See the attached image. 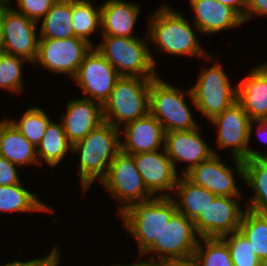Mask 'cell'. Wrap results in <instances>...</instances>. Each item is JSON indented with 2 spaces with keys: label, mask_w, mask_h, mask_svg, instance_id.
<instances>
[{
  "label": "cell",
  "mask_w": 267,
  "mask_h": 266,
  "mask_svg": "<svg viewBox=\"0 0 267 266\" xmlns=\"http://www.w3.org/2000/svg\"><path fill=\"white\" fill-rule=\"evenodd\" d=\"M267 16V0H248L244 22L255 16Z\"/></svg>",
  "instance_id": "cell-37"
},
{
  "label": "cell",
  "mask_w": 267,
  "mask_h": 266,
  "mask_svg": "<svg viewBox=\"0 0 267 266\" xmlns=\"http://www.w3.org/2000/svg\"><path fill=\"white\" fill-rule=\"evenodd\" d=\"M58 245L53 246L52 249L50 250L49 254L44 255L43 257H39L33 260L29 261H13V262H7L6 264L4 263L1 266H39L56 248Z\"/></svg>",
  "instance_id": "cell-39"
},
{
  "label": "cell",
  "mask_w": 267,
  "mask_h": 266,
  "mask_svg": "<svg viewBox=\"0 0 267 266\" xmlns=\"http://www.w3.org/2000/svg\"><path fill=\"white\" fill-rule=\"evenodd\" d=\"M235 168L225 165L216 154L199 163L185 176L194 184L202 186L216 196L243 197L238 188L235 176L244 181V163L233 158Z\"/></svg>",
  "instance_id": "cell-13"
},
{
  "label": "cell",
  "mask_w": 267,
  "mask_h": 266,
  "mask_svg": "<svg viewBox=\"0 0 267 266\" xmlns=\"http://www.w3.org/2000/svg\"><path fill=\"white\" fill-rule=\"evenodd\" d=\"M200 70L195 85L185 92L195 109L209 122L237 101V86L231 85L220 61Z\"/></svg>",
  "instance_id": "cell-6"
},
{
  "label": "cell",
  "mask_w": 267,
  "mask_h": 266,
  "mask_svg": "<svg viewBox=\"0 0 267 266\" xmlns=\"http://www.w3.org/2000/svg\"><path fill=\"white\" fill-rule=\"evenodd\" d=\"M132 156L147 189L155 197H171L180 174L177 173L165 149Z\"/></svg>",
  "instance_id": "cell-17"
},
{
  "label": "cell",
  "mask_w": 267,
  "mask_h": 266,
  "mask_svg": "<svg viewBox=\"0 0 267 266\" xmlns=\"http://www.w3.org/2000/svg\"><path fill=\"white\" fill-rule=\"evenodd\" d=\"M72 0L55 2L42 18L40 39H66L75 37L72 25Z\"/></svg>",
  "instance_id": "cell-28"
},
{
  "label": "cell",
  "mask_w": 267,
  "mask_h": 266,
  "mask_svg": "<svg viewBox=\"0 0 267 266\" xmlns=\"http://www.w3.org/2000/svg\"><path fill=\"white\" fill-rule=\"evenodd\" d=\"M103 39L94 46L117 70L120 76L155 78L158 75L156 61L150 49V41L141 37H116L100 35Z\"/></svg>",
  "instance_id": "cell-3"
},
{
  "label": "cell",
  "mask_w": 267,
  "mask_h": 266,
  "mask_svg": "<svg viewBox=\"0 0 267 266\" xmlns=\"http://www.w3.org/2000/svg\"><path fill=\"white\" fill-rule=\"evenodd\" d=\"M177 211L172 197H155L145 202L132 203L121 214L122 224L136 240L139 257L159 239L165 224Z\"/></svg>",
  "instance_id": "cell-4"
},
{
  "label": "cell",
  "mask_w": 267,
  "mask_h": 266,
  "mask_svg": "<svg viewBox=\"0 0 267 266\" xmlns=\"http://www.w3.org/2000/svg\"><path fill=\"white\" fill-rule=\"evenodd\" d=\"M120 129L103 122L84 139L72 145V153L79 154V176L83 194L98 180L100 183L108 168L121 151Z\"/></svg>",
  "instance_id": "cell-2"
},
{
  "label": "cell",
  "mask_w": 267,
  "mask_h": 266,
  "mask_svg": "<svg viewBox=\"0 0 267 266\" xmlns=\"http://www.w3.org/2000/svg\"><path fill=\"white\" fill-rule=\"evenodd\" d=\"M0 156L20 168L28 164L39 165L36 147L13 126L7 117L0 121Z\"/></svg>",
  "instance_id": "cell-23"
},
{
  "label": "cell",
  "mask_w": 267,
  "mask_h": 266,
  "mask_svg": "<svg viewBox=\"0 0 267 266\" xmlns=\"http://www.w3.org/2000/svg\"><path fill=\"white\" fill-rule=\"evenodd\" d=\"M122 129L120 133H124L125 138L121 140V151L124 153L132 155L164 149L166 131L150 113L125 124Z\"/></svg>",
  "instance_id": "cell-18"
},
{
  "label": "cell",
  "mask_w": 267,
  "mask_h": 266,
  "mask_svg": "<svg viewBox=\"0 0 267 266\" xmlns=\"http://www.w3.org/2000/svg\"><path fill=\"white\" fill-rule=\"evenodd\" d=\"M193 257L199 266H233L230 249L222 238H200Z\"/></svg>",
  "instance_id": "cell-32"
},
{
  "label": "cell",
  "mask_w": 267,
  "mask_h": 266,
  "mask_svg": "<svg viewBox=\"0 0 267 266\" xmlns=\"http://www.w3.org/2000/svg\"><path fill=\"white\" fill-rule=\"evenodd\" d=\"M52 212V208L24 187V184L0 186V212Z\"/></svg>",
  "instance_id": "cell-26"
},
{
  "label": "cell",
  "mask_w": 267,
  "mask_h": 266,
  "mask_svg": "<svg viewBox=\"0 0 267 266\" xmlns=\"http://www.w3.org/2000/svg\"><path fill=\"white\" fill-rule=\"evenodd\" d=\"M112 266H165V262L156 261V260H140V262L132 263V264H115Z\"/></svg>",
  "instance_id": "cell-43"
},
{
  "label": "cell",
  "mask_w": 267,
  "mask_h": 266,
  "mask_svg": "<svg viewBox=\"0 0 267 266\" xmlns=\"http://www.w3.org/2000/svg\"><path fill=\"white\" fill-rule=\"evenodd\" d=\"M260 266H267V261L261 262Z\"/></svg>",
  "instance_id": "cell-46"
},
{
  "label": "cell",
  "mask_w": 267,
  "mask_h": 266,
  "mask_svg": "<svg viewBox=\"0 0 267 266\" xmlns=\"http://www.w3.org/2000/svg\"><path fill=\"white\" fill-rule=\"evenodd\" d=\"M182 13L166 3L160 5L148 18L146 28L149 41L157 47L158 52H166L173 56L187 55L206 60L213 59L215 53L210 56L196 38L197 33L201 34L200 30L195 25L192 27L190 20L188 21Z\"/></svg>",
  "instance_id": "cell-1"
},
{
  "label": "cell",
  "mask_w": 267,
  "mask_h": 266,
  "mask_svg": "<svg viewBox=\"0 0 267 266\" xmlns=\"http://www.w3.org/2000/svg\"><path fill=\"white\" fill-rule=\"evenodd\" d=\"M218 130L216 146L218 149H230L232 156L241 161L248 159L263 158V153L257 149L249 148L254 121H251L246 114L243 106L234 102L221 114L214 117L211 121Z\"/></svg>",
  "instance_id": "cell-8"
},
{
  "label": "cell",
  "mask_w": 267,
  "mask_h": 266,
  "mask_svg": "<svg viewBox=\"0 0 267 266\" xmlns=\"http://www.w3.org/2000/svg\"><path fill=\"white\" fill-rule=\"evenodd\" d=\"M61 254L57 247L39 266H59Z\"/></svg>",
  "instance_id": "cell-40"
},
{
  "label": "cell",
  "mask_w": 267,
  "mask_h": 266,
  "mask_svg": "<svg viewBox=\"0 0 267 266\" xmlns=\"http://www.w3.org/2000/svg\"><path fill=\"white\" fill-rule=\"evenodd\" d=\"M18 166L0 156V186L15 185L21 183L18 174Z\"/></svg>",
  "instance_id": "cell-36"
},
{
  "label": "cell",
  "mask_w": 267,
  "mask_h": 266,
  "mask_svg": "<svg viewBox=\"0 0 267 266\" xmlns=\"http://www.w3.org/2000/svg\"><path fill=\"white\" fill-rule=\"evenodd\" d=\"M165 266H199L194 257L171 260L165 262Z\"/></svg>",
  "instance_id": "cell-41"
},
{
  "label": "cell",
  "mask_w": 267,
  "mask_h": 266,
  "mask_svg": "<svg viewBox=\"0 0 267 266\" xmlns=\"http://www.w3.org/2000/svg\"><path fill=\"white\" fill-rule=\"evenodd\" d=\"M15 8L10 4L2 10L3 52L22 57L33 65L40 39L36 34L38 22L17 12Z\"/></svg>",
  "instance_id": "cell-14"
},
{
  "label": "cell",
  "mask_w": 267,
  "mask_h": 266,
  "mask_svg": "<svg viewBox=\"0 0 267 266\" xmlns=\"http://www.w3.org/2000/svg\"><path fill=\"white\" fill-rule=\"evenodd\" d=\"M55 2V0H16L15 10L40 23L42 17L44 18Z\"/></svg>",
  "instance_id": "cell-35"
},
{
  "label": "cell",
  "mask_w": 267,
  "mask_h": 266,
  "mask_svg": "<svg viewBox=\"0 0 267 266\" xmlns=\"http://www.w3.org/2000/svg\"><path fill=\"white\" fill-rule=\"evenodd\" d=\"M101 3V35L137 37L133 32L140 13L139 4L125 0H105Z\"/></svg>",
  "instance_id": "cell-22"
},
{
  "label": "cell",
  "mask_w": 267,
  "mask_h": 266,
  "mask_svg": "<svg viewBox=\"0 0 267 266\" xmlns=\"http://www.w3.org/2000/svg\"><path fill=\"white\" fill-rule=\"evenodd\" d=\"M72 20L75 37L84 39L94 47L90 36L97 29L101 31L100 5L95 7L92 0H72Z\"/></svg>",
  "instance_id": "cell-29"
},
{
  "label": "cell",
  "mask_w": 267,
  "mask_h": 266,
  "mask_svg": "<svg viewBox=\"0 0 267 266\" xmlns=\"http://www.w3.org/2000/svg\"><path fill=\"white\" fill-rule=\"evenodd\" d=\"M194 12V25L202 35L235 28L245 23L243 18L231 7L216 0H188Z\"/></svg>",
  "instance_id": "cell-21"
},
{
  "label": "cell",
  "mask_w": 267,
  "mask_h": 266,
  "mask_svg": "<svg viewBox=\"0 0 267 266\" xmlns=\"http://www.w3.org/2000/svg\"><path fill=\"white\" fill-rule=\"evenodd\" d=\"M198 239L200 236L194 222L176 211L168 224H165L159 239H156L141 256L145 257L147 253H153V256L147 259L161 262L190 258L195 253Z\"/></svg>",
  "instance_id": "cell-10"
},
{
  "label": "cell",
  "mask_w": 267,
  "mask_h": 266,
  "mask_svg": "<svg viewBox=\"0 0 267 266\" xmlns=\"http://www.w3.org/2000/svg\"><path fill=\"white\" fill-rule=\"evenodd\" d=\"M245 209L238 230L250 242L260 261H267V215Z\"/></svg>",
  "instance_id": "cell-30"
},
{
  "label": "cell",
  "mask_w": 267,
  "mask_h": 266,
  "mask_svg": "<svg viewBox=\"0 0 267 266\" xmlns=\"http://www.w3.org/2000/svg\"><path fill=\"white\" fill-rule=\"evenodd\" d=\"M200 126L193 130L168 131L165 133L164 149L173 162L178 173L177 165L187 163L181 175H186L199 163L209 159L212 155H218L214 149L204 141Z\"/></svg>",
  "instance_id": "cell-16"
},
{
  "label": "cell",
  "mask_w": 267,
  "mask_h": 266,
  "mask_svg": "<svg viewBox=\"0 0 267 266\" xmlns=\"http://www.w3.org/2000/svg\"><path fill=\"white\" fill-rule=\"evenodd\" d=\"M2 10L3 7H0V53L3 52V47H4V38L2 30Z\"/></svg>",
  "instance_id": "cell-44"
},
{
  "label": "cell",
  "mask_w": 267,
  "mask_h": 266,
  "mask_svg": "<svg viewBox=\"0 0 267 266\" xmlns=\"http://www.w3.org/2000/svg\"><path fill=\"white\" fill-rule=\"evenodd\" d=\"M254 124H257V134L259 135V138H262L263 136L265 139L267 138V120H257L254 121ZM263 137L262 141L267 142V139L265 140ZM263 158H267V151L263 154Z\"/></svg>",
  "instance_id": "cell-42"
},
{
  "label": "cell",
  "mask_w": 267,
  "mask_h": 266,
  "mask_svg": "<svg viewBox=\"0 0 267 266\" xmlns=\"http://www.w3.org/2000/svg\"><path fill=\"white\" fill-rule=\"evenodd\" d=\"M238 83L237 101L250 120H267V62L254 67Z\"/></svg>",
  "instance_id": "cell-20"
},
{
  "label": "cell",
  "mask_w": 267,
  "mask_h": 266,
  "mask_svg": "<svg viewBox=\"0 0 267 266\" xmlns=\"http://www.w3.org/2000/svg\"><path fill=\"white\" fill-rule=\"evenodd\" d=\"M104 189L119 202L117 215L132 203L145 202L155 198L147 189L138 172L133 156L120 151L111 162L104 179L100 182Z\"/></svg>",
  "instance_id": "cell-9"
},
{
  "label": "cell",
  "mask_w": 267,
  "mask_h": 266,
  "mask_svg": "<svg viewBox=\"0 0 267 266\" xmlns=\"http://www.w3.org/2000/svg\"><path fill=\"white\" fill-rule=\"evenodd\" d=\"M69 150L72 152V144L66 137L62 123L51 121L36 147L39 166L45 162L46 165L55 168L64 160L63 157Z\"/></svg>",
  "instance_id": "cell-27"
},
{
  "label": "cell",
  "mask_w": 267,
  "mask_h": 266,
  "mask_svg": "<svg viewBox=\"0 0 267 266\" xmlns=\"http://www.w3.org/2000/svg\"><path fill=\"white\" fill-rule=\"evenodd\" d=\"M7 119L35 147L42 140L48 124L52 121L48 113L37 105L36 107L30 106L18 121L12 119V117Z\"/></svg>",
  "instance_id": "cell-31"
},
{
  "label": "cell",
  "mask_w": 267,
  "mask_h": 266,
  "mask_svg": "<svg viewBox=\"0 0 267 266\" xmlns=\"http://www.w3.org/2000/svg\"><path fill=\"white\" fill-rule=\"evenodd\" d=\"M93 46L82 38L39 39L38 53L33 65L72 79L85 55Z\"/></svg>",
  "instance_id": "cell-11"
},
{
  "label": "cell",
  "mask_w": 267,
  "mask_h": 266,
  "mask_svg": "<svg viewBox=\"0 0 267 266\" xmlns=\"http://www.w3.org/2000/svg\"><path fill=\"white\" fill-rule=\"evenodd\" d=\"M222 239L230 249L233 266H260V259L239 230L225 235Z\"/></svg>",
  "instance_id": "cell-34"
},
{
  "label": "cell",
  "mask_w": 267,
  "mask_h": 266,
  "mask_svg": "<svg viewBox=\"0 0 267 266\" xmlns=\"http://www.w3.org/2000/svg\"><path fill=\"white\" fill-rule=\"evenodd\" d=\"M26 59L10 55L4 52L0 53V89L8 90L10 93H22L23 91V64Z\"/></svg>",
  "instance_id": "cell-33"
},
{
  "label": "cell",
  "mask_w": 267,
  "mask_h": 266,
  "mask_svg": "<svg viewBox=\"0 0 267 266\" xmlns=\"http://www.w3.org/2000/svg\"><path fill=\"white\" fill-rule=\"evenodd\" d=\"M171 196L176 203L177 211L194 221L209 203L215 199L216 195L194 184L185 175L178 178L176 186ZM176 197V199H175Z\"/></svg>",
  "instance_id": "cell-24"
},
{
  "label": "cell",
  "mask_w": 267,
  "mask_h": 266,
  "mask_svg": "<svg viewBox=\"0 0 267 266\" xmlns=\"http://www.w3.org/2000/svg\"><path fill=\"white\" fill-rule=\"evenodd\" d=\"M119 77L117 70L95 47H92L85 55L72 81L80 87L83 98L103 106Z\"/></svg>",
  "instance_id": "cell-12"
},
{
  "label": "cell",
  "mask_w": 267,
  "mask_h": 266,
  "mask_svg": "<svg viewBox=\"0 0 267 266\" xmlns=\"http://www.w3.org/2000/svg\"><path fill=\"white\" fill-rule=\"evenodd\" d=\"M59 121L68 141L73 145L104 122L102 105L83 97L69 100L66 103V114Z\"/></svg>",
  "instance_id": "cell-19"
},
{
  "label": "cell",
  "mask_w": 267,
  "mask_h": 266,
  "mask_svg": "<svg viewBox=\"0 0 267 266\" xmlns=\"http://www.w3.org/2000/svg\"><path fill=\"white\" fill-rule=\"evenodd\" d=\"M153 78L120 76L103 104V120L121 129L149 113V91Z\"/></svg>",
  "instance_id": "cell-5"
},
{
  "label": "cell",
  "mask_w": 267,
  "mask_h": 266,
  "mask_svg": "<svg viewBox=\"0 0 267 266\" xmlns=\"http://www.w3.org/2000/svg\"><path fill=\"white\" fill-rule=\"evenodd\" d=\"M242 197L216 196L193 221L200 238H222L240 227Z\"/></svg>",
  "instance_id": "cell-15"
},
{
  "label": "cell",
  "mask_w": 267,
  "mask_h": 266,
  "mask_svg": "<svg viewBox=\"0 0 267 266\" xmlns=\"http://www.w3.org/2000/svg\"><path fill=\"white\" fill-rule=\"evenodd\" d=\"M10 4V0H0V7H5Z\"/></svg>",
  "instance_id": "cell-45"
},
{
  "label": "cell",
  "mask_w": 267,
  "mask_h": 266,
  "mask_svg": "<svg viewBox=\"0 0 267 266\" xmlns=\"http://www.w3.org/2000/svg\"><path fill=\"white\" fill-rule=\"evenodd\" d=\"M244 163V183L254 191L246 208L267 215V158L248 159Z\"/></svg>",
  "instance_id": "cell-25"
},
{
  "label": "cell",
  "mask_w": 267,
  "mask_h": 266,
  "mask_svg": "<svg viewBox=\"0 0 267 266\" xmlns=\"http://www.w3.org/2000/svg\"><path fill=\"white\" fill-rule=\"evenodd\" d=\"M184 96L181 89L161 79L159 74L152 79L149 91V113L166 132L193 130L199 127Z\"/></svg>",
  "instance_id": "cell-7"
},
{
  "label": "cell",
  "mask_w": 267,
  "mask_h": 266,
  "mask_svg": "<svg viewBox=\"0 0 267 266\" xmlns=\"http://www.w3.org/2000/svg\"><path fill=\"white\" fill-rule=\"evenodd\" d=\"M234 9L244 20L248 0H216Z\"/></svg>",
  "instance_id": "cell-38"
}]
</instances>
